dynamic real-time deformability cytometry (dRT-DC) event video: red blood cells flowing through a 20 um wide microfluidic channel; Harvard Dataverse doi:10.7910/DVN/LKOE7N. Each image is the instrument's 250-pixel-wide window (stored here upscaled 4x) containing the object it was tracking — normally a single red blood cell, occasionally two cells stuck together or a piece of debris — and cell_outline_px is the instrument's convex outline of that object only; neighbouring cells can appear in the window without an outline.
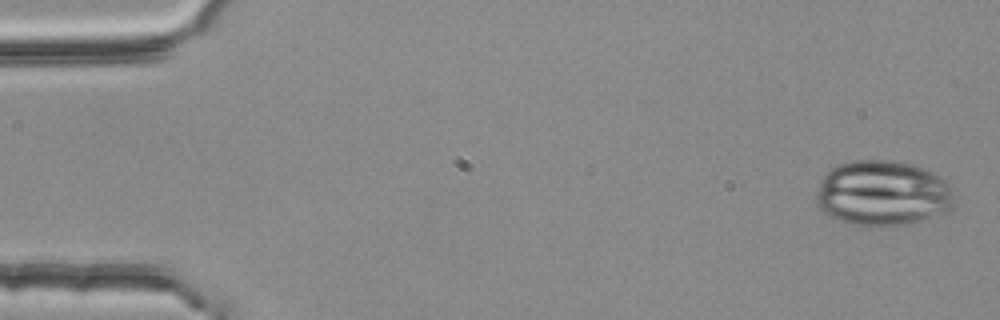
{"species": "common noctule bat (a hibernating species)", "species_latin": "Nyctalus noctula", "temperature_condition": "room temperature", "stored_images_in_passage": 4, "camera_frame_rate_fps": 3000, "um_per_image_px": 0.085, "animal": {"sex": "female", "body_mass_g": 25.1}, "frame": {"image": 1, "passage_image": 1, "time_ms": 0.0, "image_size_px": [1000, 320], "cell_outline_px": [[956, 208], [920, 220], [904, 224], [852, 224], [840, 220], [824, 212], [816, 204], [816, 192], [820, 180], [832, 168], [840, 164], [852, 160], [888, 160], [908, 164], [924, 168], [940, 176], [944, 180], [952, 192]], "centroid_in_image_um": [75.02, 16.4], "position_along_channel_um": 10.0, "area_um2": 51.85}}